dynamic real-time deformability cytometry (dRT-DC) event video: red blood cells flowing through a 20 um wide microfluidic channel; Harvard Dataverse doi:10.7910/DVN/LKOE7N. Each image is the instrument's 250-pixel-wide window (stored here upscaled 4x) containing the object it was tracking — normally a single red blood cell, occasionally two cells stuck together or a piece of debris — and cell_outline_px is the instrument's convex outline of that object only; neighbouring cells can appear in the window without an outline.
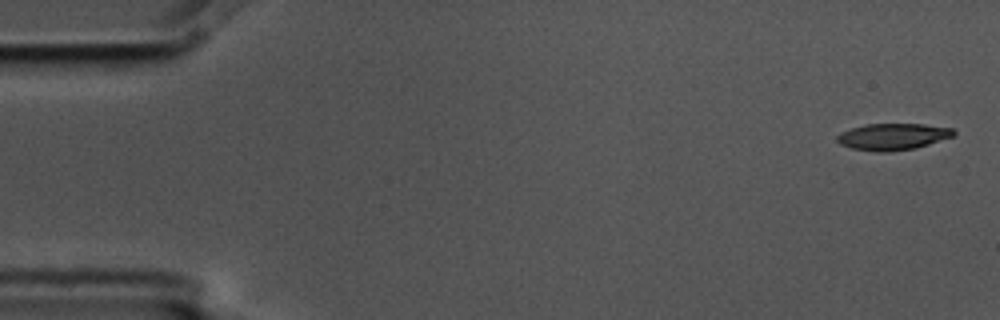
{"species": "common noctule bat (a hibernating species)", "species_latin": "Nyctalus noctula", "temperature_condition": "cold", "stored_images_in_passage": 5, "camera_frame_rate_fps": 3000, "um_per_image_px": 0.085, "animal": {"sex": "male", "body_mass_g": 17.5, "forearm_length_mm": 52.3}, "frame": {"image": 1, "passage_image": 1, "time_ms": 0.0, "image_size_px": [1000, 320], "cell_outline_px": [[956, 132], [952, 136], [916, 148], [888, 152], [876, 152], [852, 148], [840, 144], [836, 140], [836, 136], [840, 132], [864, 124], [924, 124], [952, 128]], "centroid_in_image_um": [75.85, 11.61], "position_along_channel_um": 9.2, "area_um2": 18.03}}
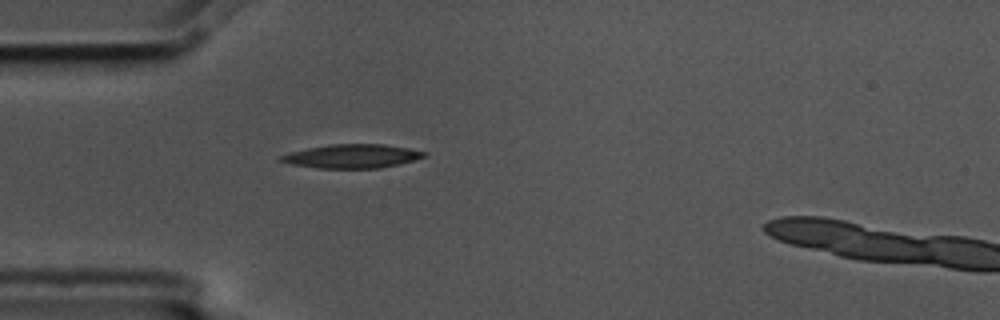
{"frame": {"image": 2, "passage_image": 4, "time_ms": 1.0, "image_size_px": [1000, 320], "cell_outline_px": [[428, 152], [424, 156], [400, 164], [380, 168], [316, 168], [292, 164], [280, 160], [280, 156], [292, 152], [308, 148], [332, 144], [384, 144], [408, 148]], "centroid_in_image_um": [29.95, 13.27], "position_along_channel_um": 55.0, "area_um2": 19.59}}